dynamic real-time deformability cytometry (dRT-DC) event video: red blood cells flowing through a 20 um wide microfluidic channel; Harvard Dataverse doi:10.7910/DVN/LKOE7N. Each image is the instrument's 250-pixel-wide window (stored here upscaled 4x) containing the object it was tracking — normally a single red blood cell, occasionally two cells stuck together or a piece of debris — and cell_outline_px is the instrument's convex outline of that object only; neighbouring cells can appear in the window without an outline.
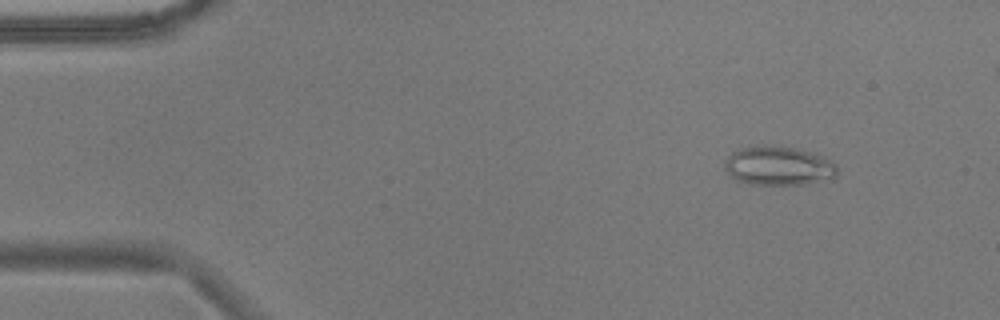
{"species": "common noctule bat (a hibernating species)", "species_latin": "Nyctalus noctula", "temperature_condition": "warm", "stored_images_in_passage": 53, "camera_frame_rate_fps": 3000, "um_per_image_px": 0.085, "animal": {"sex": "male", "body_mass_g": 17.9}, "frame": {"image": 1, "passage_image": 6, "time_ms": 1.667, "image_size_px": [1000, 320], "cell_outline_px": [[836, 176], [832, 180], [804, 184], [752, 184], [736, 180], [724, 168], [724, 160], [732, 152], [740, 148], [756, 144], [796, 148], [812, 152], [824, 156], [836, 164]], "centroid_in_image_um": [66.18, 14.09], "position_along_channel_um": 18.8, "area_um2": 25.89}}
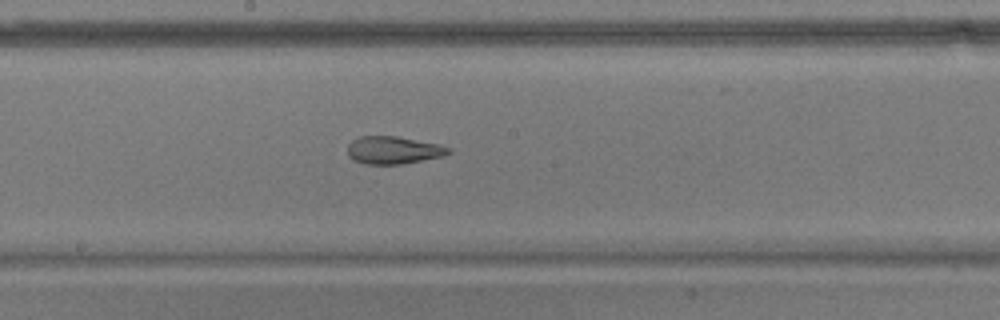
{"frame": {"image": 2, "passage_image": 29, "time_ms": 9.333, "image_size_px": [1000, 320], "cell_outline_px": [[452, 152], [444, 156], [404, 164], [364, 164], [352, 160], [348, 156], [348, 144], [352, 140], [360, 136], [396, 136], [440, 144], [452, 148]], "centroid_in_image_um": [33.46, 12.77], "position_along_channel_um": 214.7, "area_um2": 16.53}}
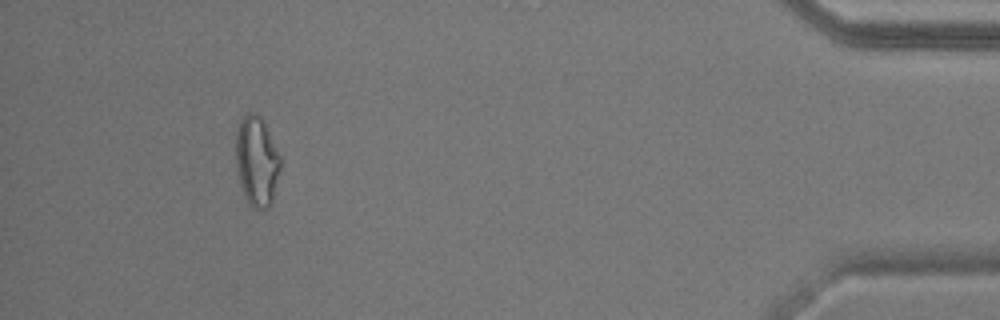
{"frame": {"image": 3, "passage_image": 50, "time_ms": 16.333, "image_size_px": [1000, 320], "cell_outline_px": [[280, 168], [272, 200], [268, 208], [252, 208], [248, 204], [244, 196], [236, 168], [236, 132], [240, 120], [248, 112], [256, 112], [264, 120], [280, 156]], "centroid_in_image_um": [21.81, 13.67], "position_along_channel_um": 413.4, "area_um2": 23.35}, "authors_computed_cell_mechanics": {"area_um2": 20.9814, "velocity_mm_per_s": 3.7319, "shape_relaxation_time_tau1_ms": null, "shape_relaxation_time_tau2_ms": 1.8285, "deformation_change_tau1": null, "deformation_change_tau2": 0.0976}}